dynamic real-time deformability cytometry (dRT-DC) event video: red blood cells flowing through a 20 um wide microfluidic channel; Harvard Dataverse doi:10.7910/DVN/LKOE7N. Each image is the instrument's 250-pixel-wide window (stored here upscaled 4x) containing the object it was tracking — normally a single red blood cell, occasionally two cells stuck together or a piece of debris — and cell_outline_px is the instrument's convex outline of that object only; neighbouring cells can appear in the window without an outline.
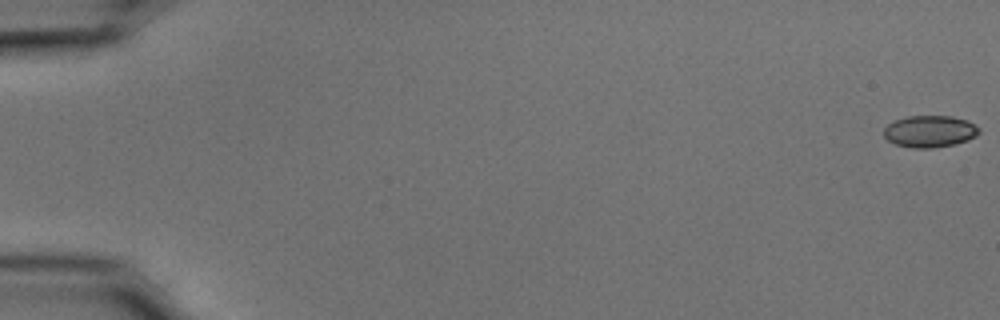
{"species": "common noctule bat (a hibernating species)", "species_latin": "Nyctalus noctula", "temperature_condition": "cold", "stored_images_in_passage": 55, "camera_frame_rate_fps": 3000, "um_per_image_px": 0.085, "animal": {"sex": "male", "body_mass_g": 15.6}, "frame": {"image": 1, "passage_image": 1, "time_ms": 0.0, "image_size_px": [1000, 320], "cell_outline_px": [[980, 132], [976, 136], [968, 140], [956, 144], [932, 148], [912, 148], [896, 144], [888, 140], [884, 136], [884, 128], [888, 124], [896, 120], [908, 116], [952, 116], [968, 120], [980, 128]], "centroid_in_image_um": [79.06, 11.17], "position_along_channel_um": 5.9, "area_um2": 17.74}}
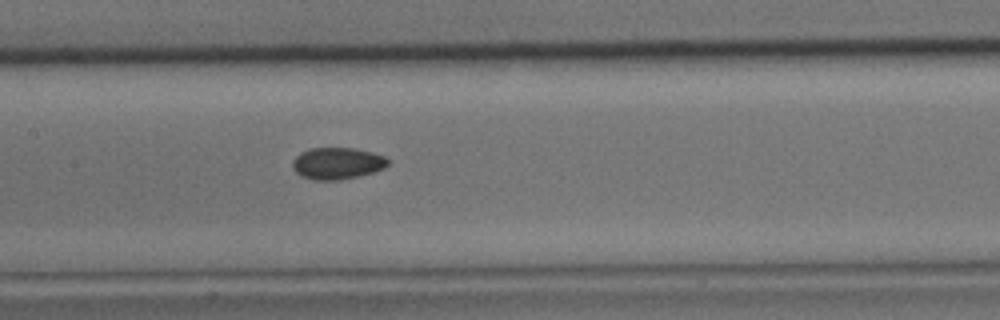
{"frame": {"image": 2, "passage_image": 28, "time_ms": 9.0, "image_size_px": [1000, 320], "cell_outline_px": [[388, 164], [384, 168], [372, 172], [340, 180], [312, 180], [300, 176], [292, 168], [292, 160], [300, 152], [312, 148], [352, 148], [372, 152], [384, 156], [388, 160]], "centroid_in_image_um": [28.62, 13.89], "position_along_channel_um": 178.8, "area_um2": 17.63}}
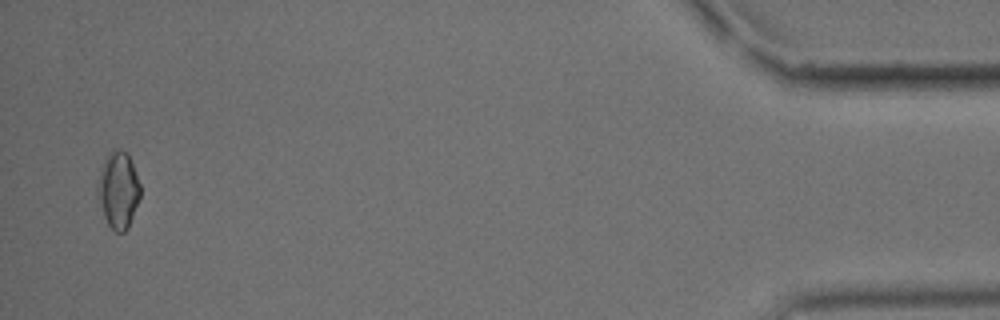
{"frame": {"image": 3, "passage_image": 54, "time_ms": 17.667, "image_size_px": [1000, 320], "cell_outline_px": [[140, 196], [128, 228], [124, 232], [116, 232], [108, 224], [104, 216], [96, 196], [96, 188], [100, 168], [104, 160], [112, 148], [120, 148], [128, 152], [140, 184]], "centroid_in_image_um": [10.03, 16.11], "position_along_channel_um": 425.2, "area_um2": 19.31}, "authors_computed_cell_mechanics": {"area_um2": 17.629, "velocity_mm_per_s": 3.732, "shape_relaxation_time_tau1_ms": null, "shape_relaxation_time_tau2_ms": 6.6915, "deformation_change_tau1": null, "deformation_change_tau2": 0.0824}}